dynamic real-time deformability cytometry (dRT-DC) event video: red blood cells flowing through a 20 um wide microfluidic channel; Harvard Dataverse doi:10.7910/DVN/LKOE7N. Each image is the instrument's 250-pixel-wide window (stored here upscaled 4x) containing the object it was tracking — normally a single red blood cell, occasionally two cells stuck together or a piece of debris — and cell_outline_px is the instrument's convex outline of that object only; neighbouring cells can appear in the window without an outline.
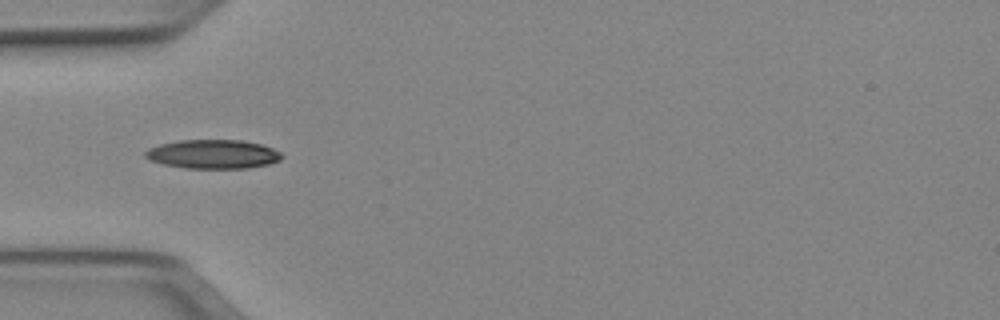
{"species": "Egyptian fruit bat (a non-hibernating species)", "species_latin": "Rousettus aegyptiacus", "temperature_condition": "cold", "stored_images_in_passage": 14, "camera_frame_rate_fps": 3000, "um_per_image_px": 0.085, "animal": {"sex": "female"}, "frame": {"image": 1, "passage_image": 5, "time_ms": 1.333, "image_size_px": [1000, 320], "cell_outline_px": [[284, 156], [280, 160], [268, 164], [248, 168], [184, 168], [164, 164], [152, 160], [144, 156], [144, 152], [148, 148], [160, 144], [180, 140], [240, 140], [260, 144], [272, 148], [280, 152]], "centroid_in_image_um": [18.11, 13.1], "position_along_channel_um": 66.9, "area_um2": 22.95}}
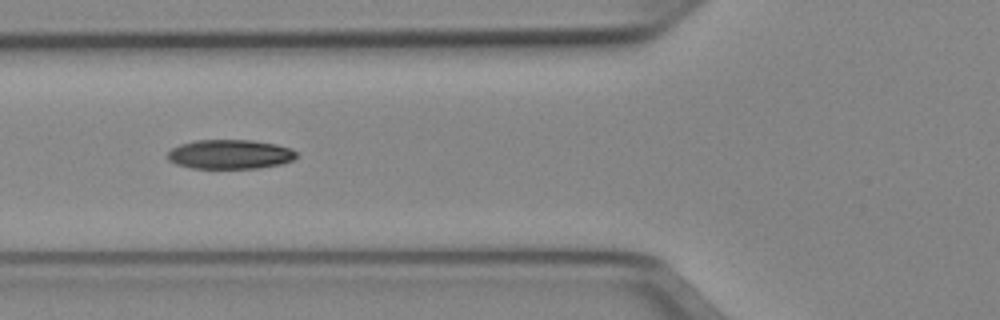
{"frame": {"image": 2, "passage_image": 8, "time_ms": 2.333, "image_size_px": [1000, 320], "cell_outline_px": [[296, 156], [292, 160], [280, 164], [260, 168], [192, 168], [176, 164], [168, 160], [168, 152], [172, 148], [180, 144], [196, 140], [252, 140], [276, 144], [292, 148], [296, 152]], "centroid_in_image_um": [19.55, 13.11], "position_along_channel_um": 106.3, "area_um2": 22.02}}